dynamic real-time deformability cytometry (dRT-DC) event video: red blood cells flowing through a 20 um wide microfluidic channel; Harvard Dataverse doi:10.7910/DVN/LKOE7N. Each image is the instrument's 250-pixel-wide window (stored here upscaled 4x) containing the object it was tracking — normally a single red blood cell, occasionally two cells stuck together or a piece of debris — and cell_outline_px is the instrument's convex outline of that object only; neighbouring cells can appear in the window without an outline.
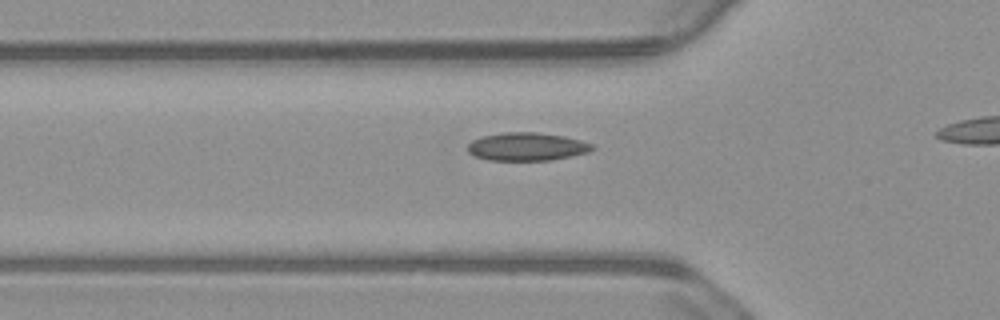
{"species": "common noctule bat (a hibernating species)", "species_latin": "Nyctalus noctula", "temperature_condition": "warm", "stored_images_in_passage": 21, "camera_frame_rate_fps": 3000, "um_per_image_px": 0.085, "animal": {"sex": "male", "body_mass_g": 23.1, "forearm_length_mm": 52.7}, "frame": {"image": 1, "passage_image": 12, "time_ms": 3.667, "image_size_px": [1000, 320], "cell_outline_px": [[596, 148], [588, 152], [572, 156], [552, 160], [488, 160], [476, 156], [468, 152], [468, 144], [472, 140], [480, 136], [504, 132], [536, 132], [564, 136], [580, 140], [592, 144]], "centroid_in_image_um": [44.78, 12.46], "position_along_channel_um": 81.0, "area_um2": 20.46}}
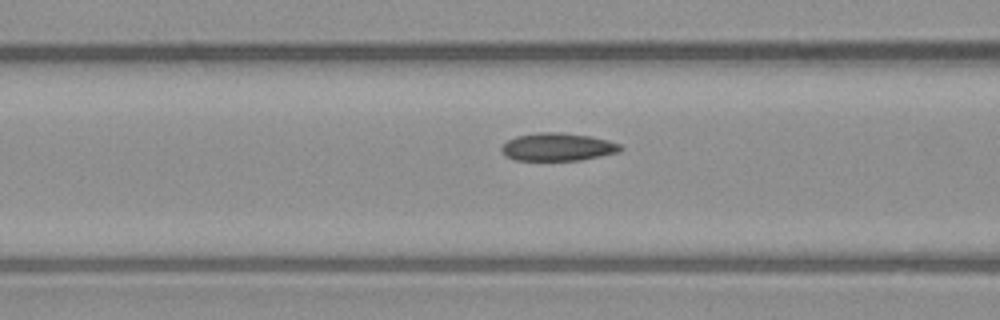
{"frame": {"image": 2, "passage_image": 15, "time_ms": 4.667, "image_size_px": [1000, 320], "cell_outline_px": [[624, 148], [620, 152], [580, 160], [512, 160], [504, 156], [500, 148], [508, 140], [516, 136], [536, 132], [564, 132], [592, 136], [608, 140], [620, 144]], "centroid_in_image_um": [47.4, 12.48], "position_along_channel_um": 119.2, "area_um2": 19.59}}
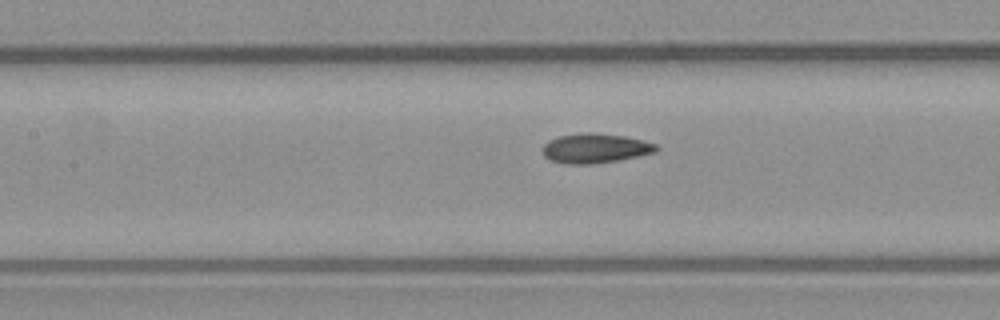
{"frame": {"image": 3, "passage_image": 18, "time_ms": 5.667, "image_size_px": [1000, 320], "cell_outline_px": [[660, 148], [656, 152], [640, 156], [620, 160], [592, 164], [564, 164], [548, 160], [544, 156], [544, 144], [548, 140], [560, 136], [584, 132], [592, 132], [624, 136], [644, 140], [656, 144]], "centroid_in_image_um": [50.61, 12.61], "position_along_channel_um": 156.8, "area_um2": 19.83}}